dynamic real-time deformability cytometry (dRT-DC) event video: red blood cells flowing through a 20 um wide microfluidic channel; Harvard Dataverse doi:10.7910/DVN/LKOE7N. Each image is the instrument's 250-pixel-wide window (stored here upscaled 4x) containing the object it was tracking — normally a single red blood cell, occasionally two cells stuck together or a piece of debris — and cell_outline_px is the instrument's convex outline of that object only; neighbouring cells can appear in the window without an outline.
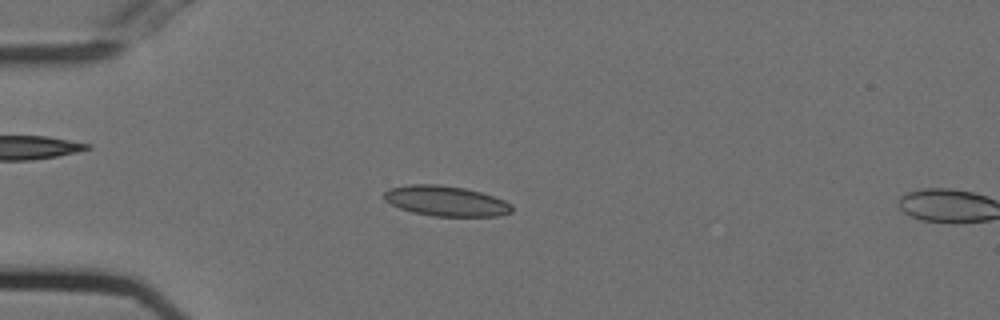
{"species": "Egyptian fruit bat (a non-hibernating species)", "species_latin": "Rousettus aegyptiacus", "temperature_condition": "cold", "stored_images_in_passage": 16, "camera_frame_rate_fps": 3000, "um_per_image_px": 0.085, "animal": {"sex": "female"}, "frame": {"image": 1, "passage_image": 14, "time_ms": 4.333, "image_size_px": [1000, 320], "cell_outline_px": [[512, 212], [496, 216], [432, 216], [412, 212], [400, 208], [384, 200], [384, 192], [388, 188], [412, 184], [440, 184], [464, 188], [480, 192], [504, 200], [512, 204]], "centroid_in_image_um": [37.88, 17.08], "position_along_channel_um": 47.1, "area_um2": 22.48}}